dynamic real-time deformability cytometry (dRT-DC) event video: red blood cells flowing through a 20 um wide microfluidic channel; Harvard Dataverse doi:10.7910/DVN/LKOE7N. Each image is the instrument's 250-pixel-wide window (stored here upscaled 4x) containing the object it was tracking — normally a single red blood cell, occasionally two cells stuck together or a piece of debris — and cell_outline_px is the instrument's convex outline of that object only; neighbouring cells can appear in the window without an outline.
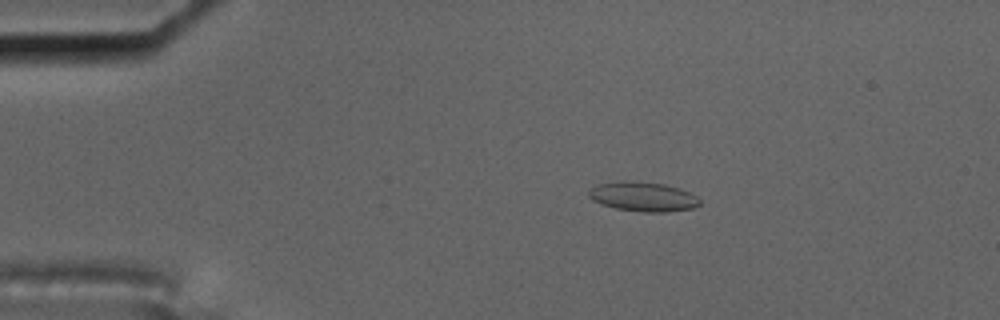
{"species": "common noctule bat (a hibernating species)", "species_latin": "Nyctalus noctula", "temperature_condition": "cold", "stored_images_in_passage": 48, "camera_frame_rate_fps": 3000, "um_per_image_px": 0.085, "animal": {"sex": "male", "body_mass_g": 17.5, "forearm_length_mm": 52.3}, "frame": {"image": 1, "passage_image": 1, "time_ms": 0.0, "image_size_px": [1000, 320], "cell_outline_px": [[700, 204], [692, 208], [668, 212], [644, 212], [616, 208], [592, 200], [588, 196], [588, 192], [596, 184], [624, 180], [664, 184], [680, 188], [696, 196], [700, 200]], "centroid_in_image_um": [54.66, 16.71], "position_along_channel_um": 30.3, "area_um2": 18.96}}
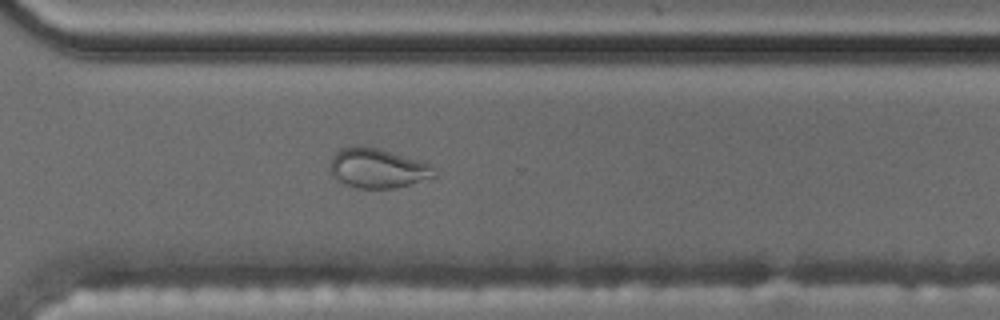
{"frame": {"image": 2, "passage_image": 32, "time_ms": 10.333, "image_size_px": [1000, 320], "cell_outline_px": [[436, 176], [408, 184], [392, 188], [356, 188], [344, 184], [336, 180], [328, 172], [332, 156], [340, 148], [352, 144], [360, 144], [380, 148], [420, 160], [432, 164]], "centroid_in_image_um": [32.03, 14.26], "position_along_channel_um": 338.6, "area_um2": 24.57}}
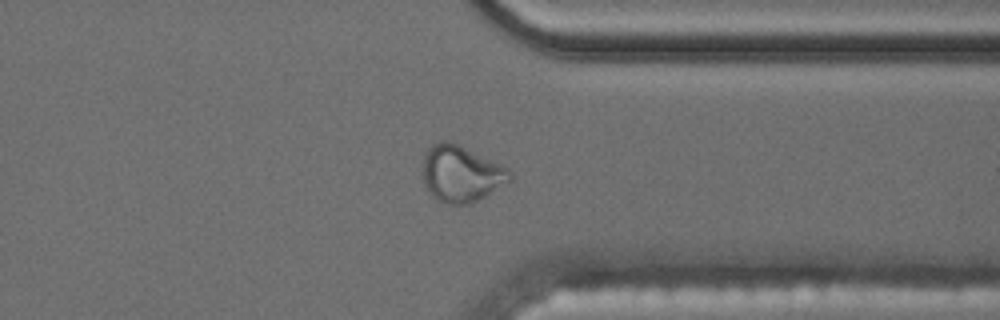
{"frame": {"image": 3, "passage_image": 35, "time_ms": 11.333, "image_size_px": [1000, 320], "cell_outline_px": [[512, 180], [472, 204], [448, 204], [432, 196], [424, 184], [420, 164], [424, 152], [432, 144], [440, 140], [444, 140], [456, 144], [500, 164], [508, 168], [512, 172]], "centroid_in_image_um": [39.15, 14.77], "position_along_channel_um": 372.2, "area_um2": 28.84}}